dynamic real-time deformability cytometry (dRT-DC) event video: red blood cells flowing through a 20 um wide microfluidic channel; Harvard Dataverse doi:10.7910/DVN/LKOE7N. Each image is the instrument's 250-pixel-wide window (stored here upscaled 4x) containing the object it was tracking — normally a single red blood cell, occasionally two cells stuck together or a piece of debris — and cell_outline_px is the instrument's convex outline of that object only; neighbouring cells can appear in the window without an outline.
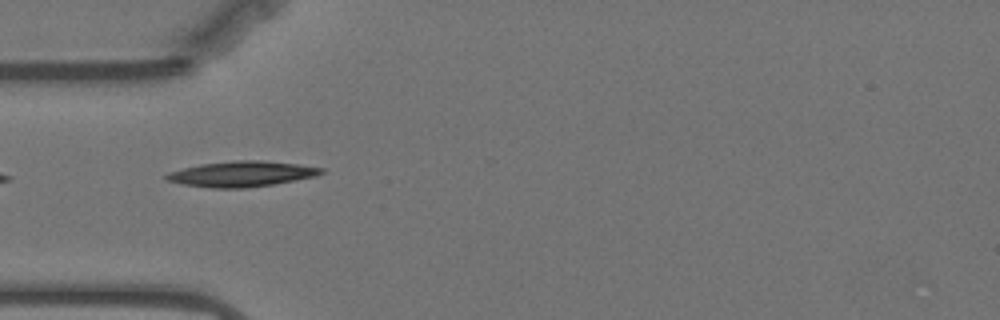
{"species": "Egyptian fruit bat (a non-hibernating species)", "species_latin": "Rousettus aegyptiacus", "temperature_condition": "warm", "stored_images_in_passage": 41, "camera_frame_rate_fps": 3000, "um_per_image_px": 0.085, "animal": {"sex": "female"}, "frame": {"image": 1, "passage_image": 1, "time_ms": 0.0, "image_size_px": [1000, 320], "cell_outline_px": [[324, 172], [316, 176], [272, 184], [244, 188], [212, 188], [184, 184], [164, 180], [164, 176], [168, 172], [200, 164], [232, 160], [260, 160], [296, 164], [324, 168]], "centroid_in_image_um": [20.5, 14.78], "position_along_channel_um": 64.5, "area_um2": 22.89}}
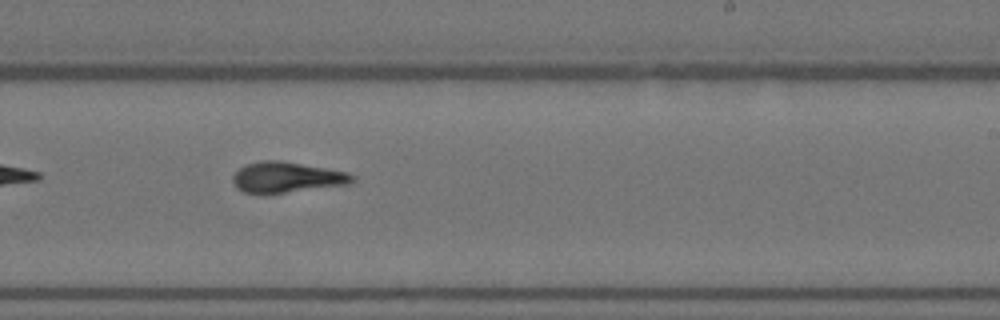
{"frame": {"image": 2, "passage_image": 18, "time_ms": 5.667, "image_size_px": [1000, 320], "cell_outline_px": [[356, 180], [352, 184], [284, 192], [244, 192], [236, 188], [232, 180], [232, 176], [244, 164], [260, 160], [280, 160], [348, 172], [356, 176]], "centroid_in_image_um": [24.4, 15.05], "position_along_channel_um": 264.6, "area_um2": 21.21}}
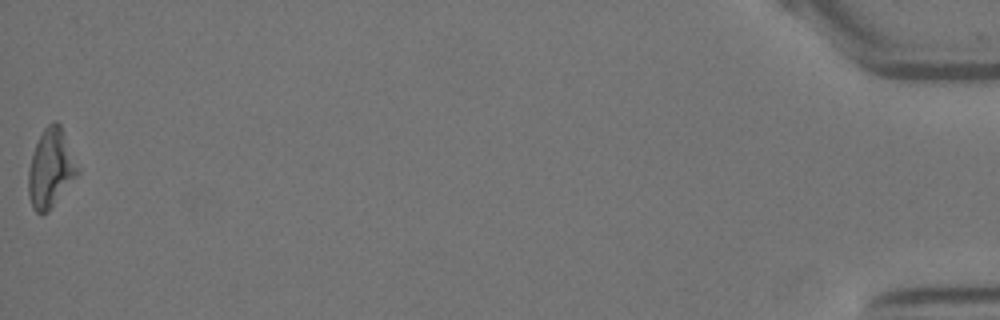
{"frame": {"image": 3, "passage_image": 41, "time_ms": 13.333, "image_size_px": [1000, 320], "cell_outline_px": [[80, 172], [48, 212], [40, 216], [32, 208], [28, 196], [28, 172], [32, 156], [36, 144], [44, 128], [52, 120], [56, 120], [60, 124]], "centroid_in_image_um": [4.29, 14.35], "position_along_channel_um": 430.9, "area_um2": 22.37}, "authors_computed_cell_mechanics": {"area_um2": 21.5594, "velocity_mm_per_s": 3.5293, "shape_relaxation_time_tau1_ms": null, "shape_relaxation_time_tau2_ms": 2.8031, "deformation_change_tau1": null, "deformation_change_tau2": 0.1113}}